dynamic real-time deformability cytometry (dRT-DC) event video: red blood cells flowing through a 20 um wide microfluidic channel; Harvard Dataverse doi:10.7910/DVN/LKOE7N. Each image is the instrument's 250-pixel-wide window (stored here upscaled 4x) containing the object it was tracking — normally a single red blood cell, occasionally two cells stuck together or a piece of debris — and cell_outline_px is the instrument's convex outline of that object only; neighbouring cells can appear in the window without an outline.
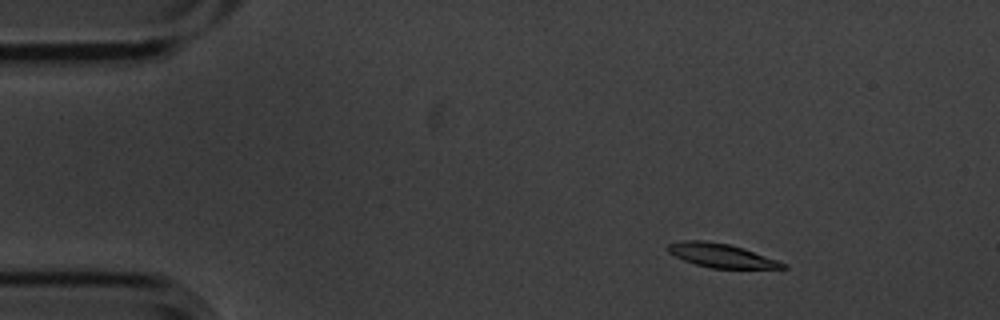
{"species": "common noctule bat (a hibernating species)", "species_latin": "Nyctalus noctula", "temperature_condition": "cold", "stored_images_in_passage": 4, "camera_frame_rate_fps": 3000, "um_per_image_px": 0.085, "animal": {"sex": "male", "body_mass_g": 20.1, "forearm_length_mm": 53.5}, "frame": {"image": 1, "passage_image": 2, "time_ms": 0.333, "image_size_px": [1000, 320], "cell_outline_px": [[788, 268], [712, 268], [696, 264], [684, 260], [668, 252], [668, 244], [684, 240], [704, 240], [728, 244], [744, 248], [788, 264]], "centroid_in_image_um": [61.32, 21.71], "position_along_channel_um": 23.7, "area_um2": 15.78}}